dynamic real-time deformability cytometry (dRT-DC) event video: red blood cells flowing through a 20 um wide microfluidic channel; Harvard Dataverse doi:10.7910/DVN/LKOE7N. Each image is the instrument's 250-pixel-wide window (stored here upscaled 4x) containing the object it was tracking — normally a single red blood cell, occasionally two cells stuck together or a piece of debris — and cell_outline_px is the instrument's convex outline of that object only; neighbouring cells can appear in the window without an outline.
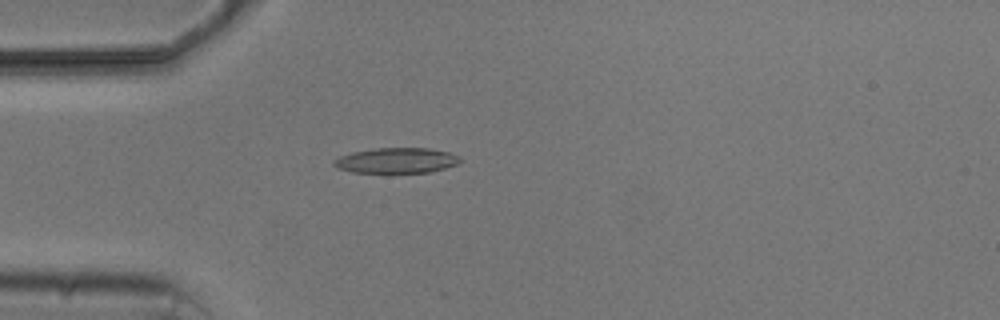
{"species": "common noctule bat (a hibernating species)", "species_latin": "Nyctalus noctula", "temperature_condition": "cold", "stored_images_in_passage": 4, "camera_frame_rate_fps": 3000, "um_per_image_px": 0.085, "animal": {"sex": "male", "body_mass_g": 20.5, "forearm_length_mm": 52.5}, "frame": {"image": 1, "passage_image": 4, "time_ms": 4.667, "image_size_px": [1000, 320], "cell_outline_px": [[460, 160], [456, 164], [432, 172], [352, 172], [336, 168], [332, 164], [332, 160], [340, 156], [352, 152], [376, 148], [428, 148], [448, 152], [460, 156]], "centroid_in_image_um": [33.66, 13.63], "position_along_channel_um": 51.3, "area_um2": 18.55}}